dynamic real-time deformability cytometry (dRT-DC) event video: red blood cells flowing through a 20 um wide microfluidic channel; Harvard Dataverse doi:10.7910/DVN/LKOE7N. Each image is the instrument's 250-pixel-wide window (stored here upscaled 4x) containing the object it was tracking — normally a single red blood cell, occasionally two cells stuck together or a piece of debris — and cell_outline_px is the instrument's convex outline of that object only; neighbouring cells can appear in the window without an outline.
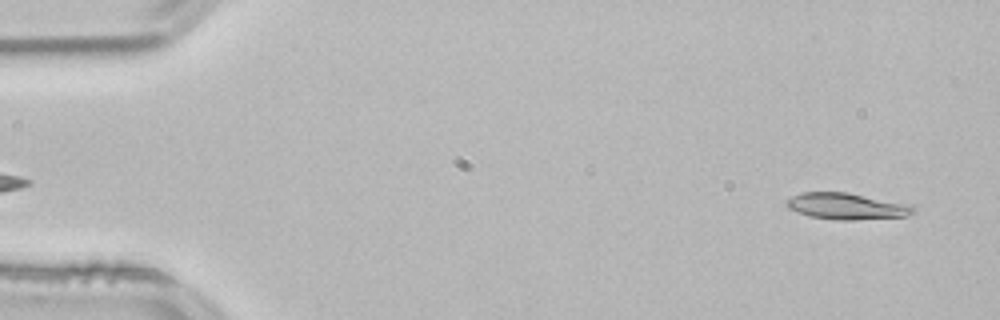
{"species": "common noctule bat (a hibernating species)", "species_latin": "Nyctalus noctula", "temperature_condition": "room temperature", "stored_images_in_passage": 51, "camera_frame_rate_fps": 3000, "um_per_image_px": 0.085, "animal": {"sex": "male", "body_mass_g": 21.5, "forearm_length_mm": 52.0}, "frame": {"image": 1, "passage_image": 2, "time_ms": 0.333, "image_size_px": [1000, 320], "cell_outline_px": [[916, 212], [908, 216], [852, 220], [836, 220], [808, 216], [788, 208], [784, 200], [800, 192], [848, 192], [912, 204]], "centroid_in_image_um": [71.98, 17.52], "position_along_channel_um": 13.0, "area_um2": 19.83}}
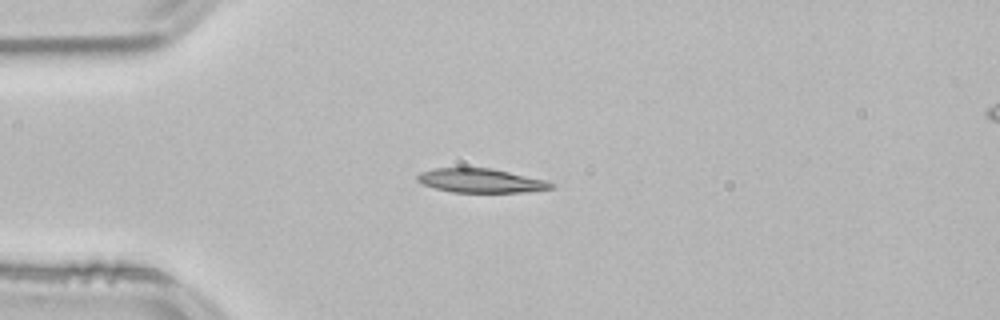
{"frame": {"image": 2, "passage_image": 12, "time_ms": 3.667, "image_size_px": [1000, 320], "cell_outline_px": [[556, 184], [552, 188], [520, 192], [452, 192], [436, 188], [424, 184], [416, 180], [416, 176], [420, 172], [436, 168], [492, 168], [548, 180]], "centroid_in_image_um": [40.89, 15.34], "position_along_channel_um": 44.1, "area_um2": 18.67}}
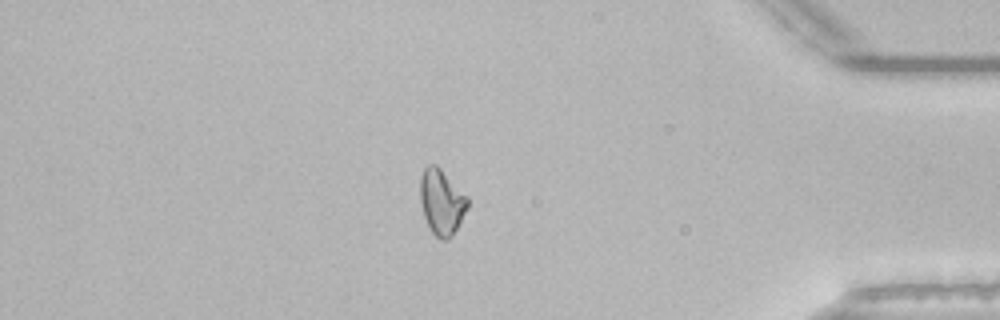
{"frame": {"image": 3, "passage_image": 44, "time_ms": 14.333, "image_size_px": [1000, 320], "cell_outline_px": [[468, 208], [452, 236], [448, 240], [440, 240], [432, 232], [424, 216], [420, 200], [420, 176], [424, 168], [428, 164], [436, 164], [468, 196]], "centroid_in_image_um": [37.54, 17.16], "position_along_channel_um": 397.7, "area_um2": 18.15}, "authors_computed_cell_mechanics": {"area_um2": 18.4382, "velocity_mm_per_s": 3.8399, "shape_relaxation_time_tau1_ms": 6.8295, "shape_relaxation_time_tau2_ms": null, "deformation_change_tau1": 0.1511, "deformation_change_tau2": null}}